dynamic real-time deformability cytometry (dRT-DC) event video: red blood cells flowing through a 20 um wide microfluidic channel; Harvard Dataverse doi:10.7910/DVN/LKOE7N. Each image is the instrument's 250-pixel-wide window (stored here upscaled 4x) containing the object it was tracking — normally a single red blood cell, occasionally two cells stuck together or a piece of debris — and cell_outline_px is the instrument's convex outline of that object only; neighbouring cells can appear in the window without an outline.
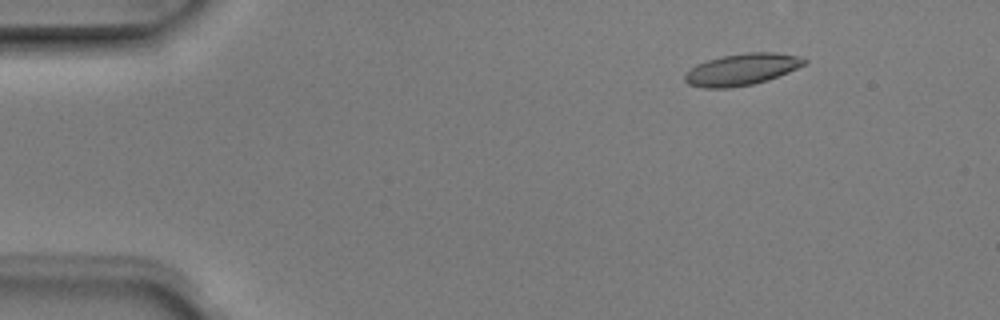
{"species": "Egyptian fruit bat (a non-hibernating species)", "species_latin": "Rousettus aegyptiacus", "temperature_condition": "room temperature", "stored_images_in_passage": 4, "camera_frame_rate_fps": 3000, "um_per_image_px": 0.085, "animal": {"sex": "male"}, "frame": {"image": 1, "passage_image": 1, "time_ms": 0.0, "image_size_px": [1000, 320], "cell_outline_px": [[808, 60], [804, 64], [788, 72], [768, 80], [752, 84], [728, 88], [704, 88], [688, 84], [684, 80], [684, 76], [696, 64], [708, 60], [724, 56], [748, 52], [772, 52], [796, 56]], "centroid_in_image_um": [63.03, 5.91], "position_along_channel_um": 22.0, "area_um2": 21.68}}
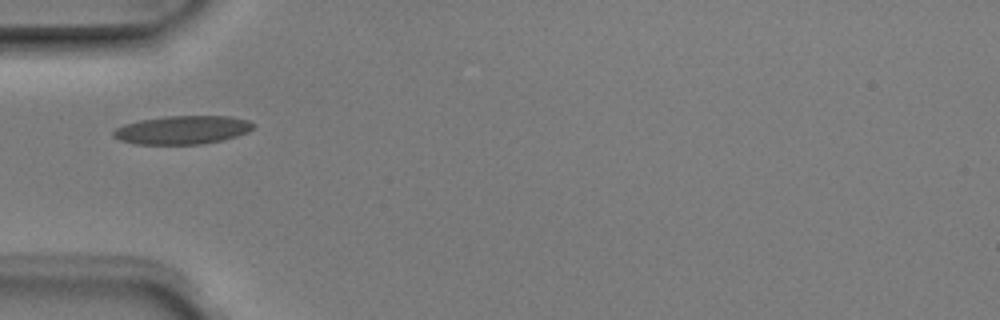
{"frame": {"image": 2, "passage_image": 4, "time_ms": 1.0, "image_size_px": [1000, 320], "cell_outline_px": [[252, 128], [248, 132], [236, 136], [220, 140], [200, 144], [136, 144], [120, 140], [112, 136], [112, 132], [116, 128], [124, 124], [140, 120], [168, 116], [228, 116], [248, 120], [252, 124]], "centroid_in_image_um": [15.46, 11.04], "position_along_channel_um": 69.5, "area_um2": 22.95}}